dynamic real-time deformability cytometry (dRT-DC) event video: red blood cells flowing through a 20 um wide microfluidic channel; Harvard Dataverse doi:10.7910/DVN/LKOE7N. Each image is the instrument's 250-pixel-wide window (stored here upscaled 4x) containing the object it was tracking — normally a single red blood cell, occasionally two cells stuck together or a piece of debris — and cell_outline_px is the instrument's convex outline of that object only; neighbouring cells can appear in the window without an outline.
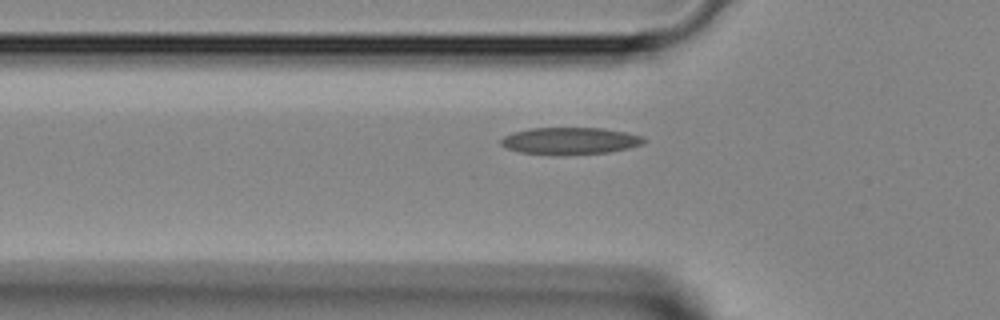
{"species": "Egyptian fruit bat (a non-hibernating species)", "species_latin": "Rousettus aegyptiacus", "temperature_condition": "room temperature", "stored_images_in_passage": 36, "camera_frame_rate_fps": 3000, "um_per_image_px": 0.085, "animal": {"sex": "female"}, "frame": {"image": 1, "passage_image": 9, "time_ms": 2.667, "image_size_px": [1000, 320], "cell_outline_px": [[648, 140], [644, 144], [628, 148], [608, 152], [564, 156], [560, 156], [520, 152], [508, 148], [500, 144], [500, 140], [504, 136], [512, 132], [528, 128], [604, 128], [644, 136]], "centroid_in_image_um": [48.47, 11.98], "position_along_channel_um": 77.3, "area_um2": 22.89}}
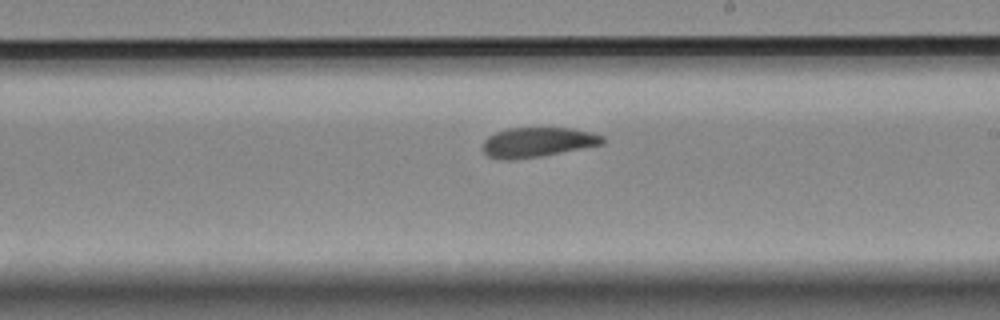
{"frame": {"image": 2, "passage_image": 20, "time_ms": 6.333, "image_size_px": [1000, 320], "cell_outline_px": [[608, 140], [604, 144], [540, 156], [516, 160], [496, 160], [488, 156], [480, 148], [484, 140], [488, 136], [496, 132], [508, 128], [572, 128], [592, 132], [604, 136]], "centroid_in_image_um": [45.68, 12.1], "position_along_channel_um": 243.3, "area_um2": 21.15}}
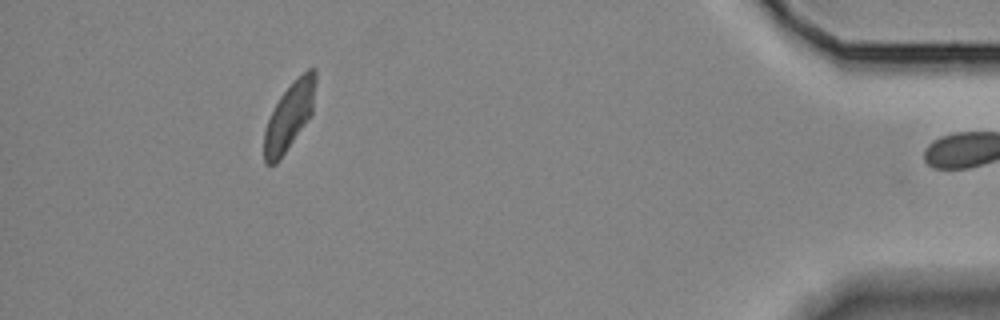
{"frame": {"image": 3, "passage_image": 35, "time_ms": 11.333, "image_size_px": [1000, 320], "cell_outline_px": [[316, 84], [312, 116], [276, 164], [264, 164], [264, 132], [268, 120], [280, 96], [308, 68], [316, 68]], "centroid_in_image_um": [24.62, 9.89], "position_along_channel_um": 410.6, "area_um2": 20.0}}